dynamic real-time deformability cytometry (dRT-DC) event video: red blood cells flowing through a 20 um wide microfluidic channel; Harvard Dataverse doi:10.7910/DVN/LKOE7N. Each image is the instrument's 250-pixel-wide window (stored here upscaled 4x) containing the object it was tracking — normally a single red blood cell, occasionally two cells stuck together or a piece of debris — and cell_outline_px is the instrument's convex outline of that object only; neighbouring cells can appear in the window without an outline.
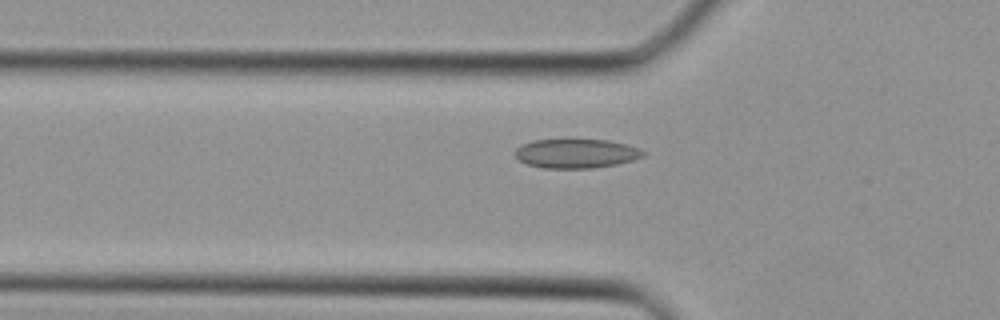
{"species": "Egyptian fruit bat (a non-hibernating species)", "species_latin": "Rousettus aegyptiacus", "temperature_condition": "cold", "stored_images_in_passage": 34, "camera_frame_rate_fps": 3000, "um_per_image_px": 0.085, "animal": {"sex": "female"}, "frame": {"image": 1, "passage_image": 8, "time_ms": 2.333, "image_size_px": [1000, 320], "cell_outline_px": [[648, 152], [644, 156], [632, 160], [616, 164], [592, 168], [544, 168], [528, 164], [520, 160], [516, 156], [516, 148], [520, 144], [532, 140], [608, 140], [640, 148]], "centroid_in_image_um": [48.99, 13.04], "position_along_channel_um": 76.8, "area_um2": 21.68}}
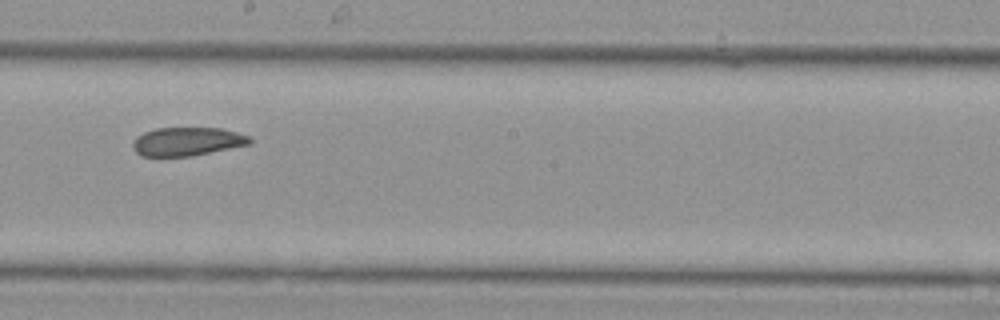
{"frame": {"image": 2, "passage_image": 17, "time_ms": 5.333, "image_size_px": [1000, 320], "cell_outline_px": [[252, 140], [248, 144], [192, 156], [140, 156], [132, 148], [132, 144], [136, 136], [144, 132], [156, 128], [220, 128], [252, 136]], "centroid_in_image_um": [15.88, 12.02], "position_along_channel_um": 232.3, "area_um2": 19.42}}
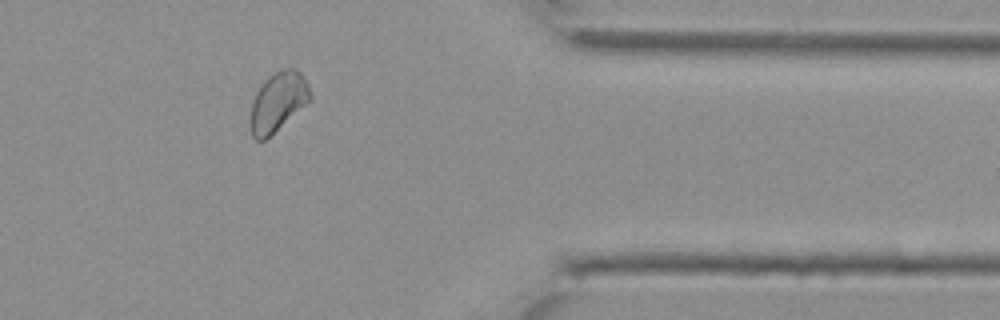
{"frame": {"image": 3, "passage_image": 27, "time_ms": 8.667, "image_size_px": [1000, 320], "cell_outline_px": [[312, 100], [264, 140], [256, 140], [252, 136], [252, 104], [256, 92], [268, 76], [280, 68], [296, 68], [304, 76], [308, 84], [312, 96]], "centroid_in_image_um": [23.68, 8.6], "position_along_channel_um": 387.7, "area_um2": 20.4}}